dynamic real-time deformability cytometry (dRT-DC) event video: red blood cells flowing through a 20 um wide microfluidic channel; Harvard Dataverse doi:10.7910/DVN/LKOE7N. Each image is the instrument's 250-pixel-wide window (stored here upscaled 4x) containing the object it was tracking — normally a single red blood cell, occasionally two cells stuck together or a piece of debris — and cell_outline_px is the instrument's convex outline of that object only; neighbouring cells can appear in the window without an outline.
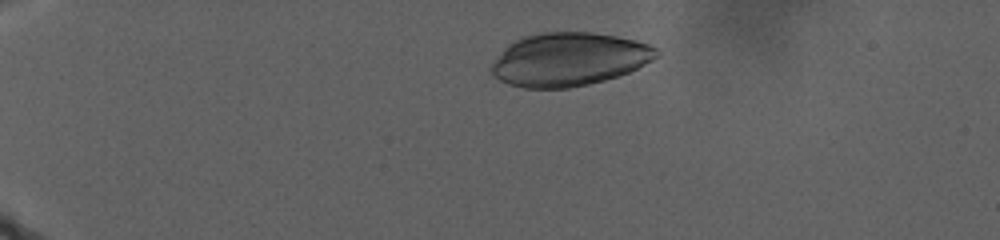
{"species": "human", "species_latin": "Homo sapiens", "temperature_condition": "warm", "stored_images_in_passage": 3, "camera_frame_rate_fps": 3000, "um_per_image_px": 0.085, "donor": {"sex": "male"}, "frame": {"image": 1, "passage_image": 1, "time_ms": 0.0, "image_size_px": [1000, 240], "cell_outline_px": [[660, 52], [652, 60], [628, 72], [604, 80], [588, 84], [568, 88], [524, 88], [508, 84], [500, 80], [488, 68], [504, 48], [508, 44], [524, 36], [540, 32], [592, 32], [616, 36], [648, 44], [656, 48]], "centroid_in_image_um": [48.32, 5.04], "position_along_channel_um": 36.7, "area_um2": 50.98}}